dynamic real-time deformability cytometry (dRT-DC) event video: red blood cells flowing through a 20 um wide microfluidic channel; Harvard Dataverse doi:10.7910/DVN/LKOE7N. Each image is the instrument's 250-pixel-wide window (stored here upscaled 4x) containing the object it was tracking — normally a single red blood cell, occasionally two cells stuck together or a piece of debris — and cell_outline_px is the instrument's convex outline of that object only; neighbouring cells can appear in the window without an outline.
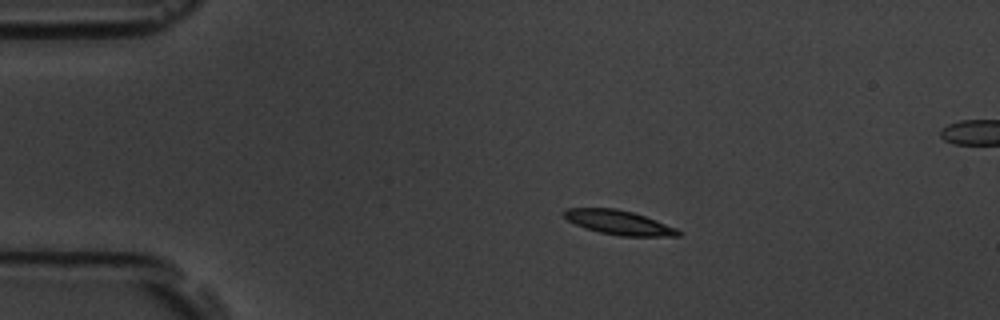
{"species": "common noctule bat (a hibernating species)", "species_latin": "Nyctalus noctula", "temperature_condition": "room temperature", "stored_images_in_passage": 5, "segment_of_instrument_passage": [1, 2], "camera_frame_rate_fps": 3000, "um_per_image_px": 0.085, "animal": {"sex": "male", "body_mass_g": 19.5, "forearm_length_mm": 54.6}, "frame": {"image": 1, "passage_image": 3, "time_ms": 2.333, "image_size_px": [1000, 320], "cell_outline_px": [[680, 236], [620, 236], [600, 232], [584, 228], [568, 220], [560, 212], [564, 208], [616, 208], [632, 212], [656, 220], [676, 228], [680, 232]], "centroid_in_image_um": [52.55, 18.9], "position_along_channel_um": 32.4, "area_um2": 16.13}}